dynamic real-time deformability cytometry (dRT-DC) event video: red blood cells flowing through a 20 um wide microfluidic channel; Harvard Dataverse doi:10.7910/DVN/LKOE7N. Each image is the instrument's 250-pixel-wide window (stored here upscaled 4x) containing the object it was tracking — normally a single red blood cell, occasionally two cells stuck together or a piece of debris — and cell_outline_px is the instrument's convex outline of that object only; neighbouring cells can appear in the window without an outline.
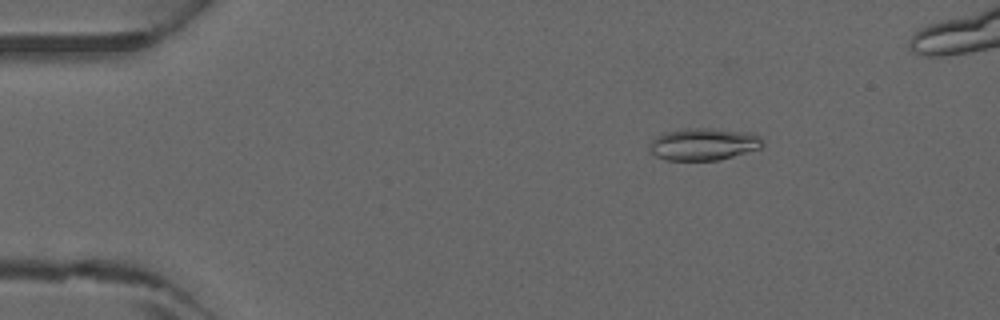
{"species": "common noctule bat (a hibernating species)", "species_latin": "Nyctalus noctula", "temperature_condition": "warm", "stored_images_in_passage": 4, "camera_frame_rate_fps": 3000, "um_per_image_px": 0.085, "animal": {"sex": "male", "forearm_length_mm": 52.5}, "frame": {"image": 1, "passage_image": 2, "time_ms": 0.333, "image_size_px": [1000, 320], "cell_outline_px": [[764, 144], [760, 148], [720, 160], [664, 160], [648, 152], [648, 144], [656, 136], [664, 132], [680, 128], [712, 128], [756, 132], [764, 140]], "centroid_in_image_um": [59.8, 12.24], "position_along_channel_um": 25.2, "area_um2": 21.85}}